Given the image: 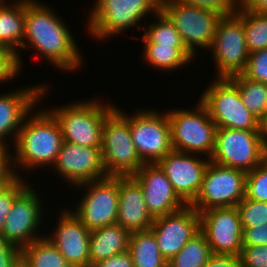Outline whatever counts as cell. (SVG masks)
Returning <instances> with one entry per match:
<instances>
[{
	"instance_id": "6da1fadb",
	"label": "cell",
	"mask_w": 267,
	"mask_h": 267,
	"mask_svg": "<svg viewBox=\"0 0 267 267\" xmlns=\"http://www.w3.org/2000/svg\"><path fill=\"white\" fill-rule=\"evenodd\" d=\"M38 0H25L23 49H35L56 70L76 72L83 66L82 52L70 27L52 6ZM52 9V10H51ZM75 39V40H74ZM27 41V42H26ZM82 64V65H81Z\"/></svg>"
},
{
	"instance_id": "7a4b0ae2",
	"label": "cell",
	"mask_w": 267,
	"mask_h": 267,
	"mask_svg": "<svg viewBox=\"0 0 267 267\" xmlns=\"http://www.w3.org/2000/svg\"><path fill=\"white\" fill-rule=\"evenodd\" d=\"M39 106L40 104L34 107L24 119L13 144L14 153L12 154V150H10L13 176L26 177L21 176V170H25L24 174L48 166L46 170H50L64 142L58 120L48 110V107L41 109Z\"/></svg>"
},
{
	"instance_id": "3957f363",
	"label": "cell",
	"mask_w": 267,
	"mask_h": 267,
	"mask_svg": "<svg viewBox=\"0 0 267 267\" xmlns=\"http://www.w3.org/2000/svg\"><path fill=\"white\" fill-rule=\"evenodd\" d=\"M92 7L88 10L87 32L93 40L104 42L129 28L144 29L141 22L149 13L151 17L160 11L161 0H94Z\"/></svg>"
},
{
	"instance_id": "277c9868",
	"label": "cell",
	"mask_w": 267,
	"mask_h": 267,
	"mask_svg": "<svg viewBox=\"0 0 267 267\" xmlns=\"http://www.w3.org/2000/svg\"><path fill=\"white\" fill-rule=\"evenodd\" d=\"M83 99L48 109L58 120L63 141L84 147L101 148L105 118L115 109L111 101Z\"/></svg>"
},
{
	"instance_id": "5b68a950",
	"label": "cell",
	"mask_w": 267,
	"mask_h": 267,
	"mask_svg": "<svg viewBox=\"0 0 267 267\" xmlns=\"http://www.w3.org/2000/svg\"><path fill=\"white\" fill-rule=\"evenodd\" d=\"M101 154L107 176H133L145 164L132 140L129 115L117 105L104 120Z\"/></svg>"
},
{
	"instance_id": "8992f818",
	"label": "cell",
	"mask_w": 267,
	"mask_h": 267,
	"mask_svg": "<svg viewBox=\"0 0 267 267\" xmlns=\"http://www.w3.org/2000/svg\"><path fill=\"white\" fill-rule=\"evenodd\" d=\"M194 109H167L171 143L175 151L205 155L213 153L217 126L206 107L198 100Z\"/></svg>"
},
{
	"instance_id": "52a82bcc",
	"label": "cell",
	"mask_w": 267,
	"mask_h": 267,
	"mask_svg": "<svg viewBox=\"0 0 267 267\" xmlns=\"http://www.w3.org/2000/svg\"><path fill=\"white\" fill-rule=\"evenodd\" d=\"M200 94L217 128L259 131V120L244 106L238 86L230 78H214Z\"/></svg>"
},
{
	"instance_id": "ba28073f",
	"label": "cell",
	"mask_w": 267,
	"mask_h": 267,
	"mask_svg": "<svg viewBox=\"0 0 267 267\" xmlns=\"http://www.w3.org/2000/svg\"><path fill=\"white\" fill-rule=\"evenodd\" d=\"M209 50L216 78H230L245 71L249 52L243 27V8L219 20Z\"/></svg>"
},
{
	"instance_id": "9c48e42d",
	"label": "cell",
	"mask_w": 267,
	"mask_h": 267,
	"mask_svg": "<svg viewBox=\"0 0 267 267\" xmlns=\"http://www.w3.org/2000/svg\"><path fill=\"white\" fill-rule=\"evenodd\" d=\"M160 10L173 23L184 45L196 59L201 49L207 51L211 47L216 26L223 17L218 12L179 0H161Z\"/></svg>"
},
{
	"instance_id": "30bf717a",
	"label": "cell",
	"mask_w": 267,
	"mask_h": 267,
	"mask_svg": "<svg viewBox=\"0 0 267 267\" xmlns=\"http://www.w3.org/2000/svg\"><path fill=\"white\" fill-rule=\"evenodd\" d=\"M83 189L77 206L71 212L90 231L117 223L119 200V177L107 176L76 186Z\"/></svg>"
},
{
	"instance_id": "8fae6325",
	"label": "cell",
	"mask_w": 267,
	"mask_h": 267,
	"mask_svg": "<svg viewBox=\"0 0 267 267\" xmlns=\"http://www.w3.org/2000/svg\"><path fill=\"white\" fill-rule=\"evenodd\" d=\"M267 157L259 131L217 128L210 161L250 172Z\"/></svg>"
},
{
	"instance_id": "7c38bea8",
	"label": "cell",
	"mask_w": 267,
	"mask_h": 267,
	"mask_svg": "<svg viewBox=\"0 0 267 267\" xmlns=\"http://www.w3.org/2000/svg\"><path fill=\"white\" fill-rule=\"evenodd\" d=\"M140 107L129 114V127L138 155L144 163H157L173 150L167 112Z\"/></svg>"
},
{
	"instance_id": "4fadbf2b",
	"label": "cell",
	"mask_w": 267,
	"mask_h": 267,
	"mask_svg": "<svg viewBox=\"0 0 267 267\" xmlns=\"http://www.w3.org/2000/svg\"><path fill=\"white\" fill-rule=\"evenodd\" d=\"M246 172L209 162L201 189L190 204L199 213L214 207H233L246 195Z\"/></svg>"
},
{
	"instance_id": "5bb4252c",
	"label": "cell",
	"mask_w": 267,
	"mask_h": 267,
	"mask_svg": "<svg viewBox=\"0 0 267 267\" xmlns=\"http://www.w3.org/2000/svg\"><path fill=\"white\" fill-rule=\"evenodd\" d=\"M35 190L30 184L15 198L2 231V234L20 249L45 236V230L42 235L39 229L45 220V209L39 195L41 193Z\"/></svg>"
},
{
	"instance_id": "9a60e30c",
	"label": "cell",
	"mask_w": 267,
	"mask_h": 267,
	"mask_svg": "<svg viewBox=\"0 0 267 267\" xmlns=\"http://www.w3.org/2000/svg\"><path fill=\"white\" fill-rule=\"evenodd\" d=\"M200 231L214 255L240 256L243 229L236 206L214 207L200 212Z\"/></svg>"
},
{
	"instance_id": "2e32d148",
	"label": "cell",
	"mask_w": 267,
	"mask_h": 267,
	"mask_svg": "<svg viewBox=\"0 0 267 267\" xmlns=\"http://www.w3.org/2000/svg\"><path fill=\"white\" fill-rule=\"evenodd\" d=\"M47 85L45 82L0 93V146L11 149L26 116L48 95Z\"/></svg>"
},
{
	"instance_id": "e0dca14e",
	"label": "cell",
	"mask_w": 267,
	"mask_h": 267,
	"mask_svg": "<svg viewBox=\"0 0 267 267\" xmlns=\"http://www.w3.org/2000/svg\"><path fill=\"white\" fill-rule=\"evenodd\" d=\"M209 162L210 159L202 155L172 150L157 164L169 179L178 196L187 205H190L201 189Z\"/></svg>"
},
{
	"instance_id": "ac0fdd59",
	"label": "cell",
	"mask_w": 267,
	"mask_h": 267,
	"mask_svg": "<svg viewBox=\"0 0 267 267\" xmlns=\"http://www.w3.org/2000/svg\"><path fill=\"white\" fill-rule=\"evenodd\" d=\"M70 187L106 178L101 148L84 147L64 141L52 166Z\"/></svg>"
},
{
	"instance_id": "d6986e66",
	"label": "cell",
	"mask_w": 267,
	"mask_h": 267,
	"mask_svg": "<svg viewBox=\"0 0 267 267\" xmlns=\"http://www.w3.org/2000/svg\"><path fill=\"white\" fill-rule=\"evenodd\" d=\"M150 230L161 255L169 261L200 231V213L186 205L174 213L155 218Z\"/></svg>"
},
{
	"instance_id": "ffe728a7",
	"label": "cell",
	"mask_w": 267,
	"mask_h": 267,
	"mask_svg": "<svg viewBox=\"0 0 267 267\" xmlns=\"http://www.w3.org/2000/svg\"><path fill=\"white\" fill-rule=\"evenodd\" d=\"M53 232L46 237L58 248L72 267H90V230L68 208L59 210Z\"/></svg>"
},
{
	"instance_id": "44dd1931",
	"label": "cell",
	"mask_w": 267,
	"mask_h": 267,
	"mask_svg": "<svg viewBox=\"0 0 267 267\" xmlns=\"http://www.w3.org/2000/svg\"><path fill=\"white\" fill-rule=\"evenodd\" d=\"M132 177L142 187L146 207L154 219L174 213L187 205L157 163H145Z\"/></svg>"
},
{
	"instance_id": "7402d4cb",
	"label": "cell",
	"mask_w": 267,
	"mask_h": 267,
	"mask_svg": "<svg viewBox=\"0 0 267 267\" xmlns=\"http://www.w3.org/2000/svg\"><path fill=\"white\" fill-rule=\"evenodd\" d=\"M153 222L140 184L132 176L119 177L117 224L131 233L149 230Z\"/></svg>"
},
{
	"instance_id": "603a6c76",
	"label": "cell",
	"mask_w": 267,
	"mask_h": 267,
	"mask_svg": "<svg viewBox=\"0 0 267 267\" xmlns=\"http://www.w3.org/2000/svg\"><path fill=\"white\" fill-rule=\"evenodd\" d=\"M24 28L25 0H13L12 2L9 0L5 5L0 6V47L16 53L21 68H23V62L20 57V49H22L24 41Z\"/></svg>"
},
{
	"instance_id": "cb8c5ba5",
	"label": "cell",
	"mask_w": 267,
	"mask_h": 267,
	"mask_svg": "<svg viewBox=\"0 0 267 267\" xmlns=\"http://www.w3.org/2000/svg\"><path fill=\"white\" fill-rule=\"evenodd\" d=\"M130 232L119 224L97 228L90 232V267L114 255L128 251Z\"/></svg>"
},
{
	"instance_id": "d4e9b609",
	"label": "cell",
	"mask_w": 267,
	"mask_h": 267,
	"mask_svg": "<svg viewBox=\"0 0 267 267\" xmlns=\"http://www.w3.org/2000/svg\"><path fill=\"white\" fill-rule=\"evenodd\" d=\"M141 40L144 44L142 47L143 62L146 65L148 64L149 67H155L159 71L169 73L170 71H178V69L182 70L184 67H188L186 65L191 64L195 60V57L186 47L151 43L144 35H142Z\"/></svg>"
},
{
	"instance_id": "484cf974",
	"label": "cell",
	"mask_w": 267,
	"mask_h": 267,
	"mask_svg": "<svg viewBox=\"0 0 267 267\" xmlns=\"http://www.w3.org/2000/svg\"><path fill=\"white\" fill-rule=\"evenodd\" d=\"M128 251L134 267H167L168 261L161 255L153 232L142 230L131 232Z\"/></svg>"
},
{
	"instance_id": "4316f807",
	"label": "cell",
	"mask_w": 267,
	"mask_h": 267,
	"mask_svg": "<svg viewBox=\"0 0 267 267\" xmlns=\"http://www.w3.org/2000/svg\"><path fill=\"white\" fill-rule=\"evenodd\" d=\"M21 267H72L58 248L43 236L21 249Z\"/></svg>"
},
{
	"instance_id": "83f0119b",
	"label": "cell",
	"mask_w": 267,
	"mask_h": 267,
	"mask_svg": "<svg viewBox=\"0 0 267 267\" xmlns=\"http://www.w3.org/2000/svg\"><path fill=\"white\" fill-rule=\"evenodd\" d=\"M230 79L238 86L244 106L260 121L267 113V83L249 79L243 73Z\"/></svg>"
},
{
	"instance_id": "f1b7e54d",
	"label": "cell",
	"mask_w": 267,
	"mask_h": 267,
	"mask_svg": "<svg viewBox=\"0 0 267 267\" xmlns=\"http://www.w3.org/2000/svg\"><path fill=\"white\" fill-rule=\"evenodd\" d=\"M210 245L199 231L168 261V267H205L212 256Z\"/></svg>"
},
{
	"instance_id": "f546056e",
	"label": "cell",
	"mask_w": 267,
	"mask_h": 267,
	"mask_svg": "<svg viewBox=\"0 0 267 267\" xmlns=\"http://www.w3.org/2000/svg\"><path fill=\"white\" fill-rule=\"evenodd\" d=\"M243 27L249 54L267 48V13L243 9Z\"/></svg>"
},
{
	"instance_id": "4dcf8cb0",
	"label": "cell",
	"mask_w": 267,
	"mask_h": 267,
	"mask_svg": "<svg viewBox=\"0 0 267 267\" xmlns=\"http://www.w3.org/2000/svg\"><path fill=\"white\" fill-rule=\"evenodd\" d=\"M155 15L152 19L155 17L156 20L150 24L148 23L147 27L143 30L145 31L143 35L151 43L172 45L173 47H186L170 19L161 10Z\"/></svg>"
},
{
	"instance_id": "1f68e13d",
	"label": "cell",
	"mask_w": 267,
	"mask_h": 267,
	"mask_svg": "<svg viewBox=\"0 0 267 267\" xmlns=\"http://www.w3.org/2000/svg\"><path fill=\"white\" fill-rule=\"evenodd\" d=\"M242 228L258 227L267 224V202L244 197L236 205Z\"/></svg>"
},
{
	"instance_id": "d6a6232c",
	"label": "cell",
	"mask_w": 267,
	"mask_h": 267,
	"mask_svg": "<svg viewBox=\"0 0 267 267\" xmlns=\"http://www.w3.org/2000/svg\"><path fill=\"white\" fill-rule=\"evenodd\" d=\"M28 182L25 177L13 176L0 187V233L3 231L6 218L15 198L30 184Z\"/></svg>"
},
{
	"instance_id": "836d02e7",
	"label": "cell",
	"mask_w": 267,
	"mask_h": 267,
	"mask_svg": "<svg viewBox=\"0 0 267 267\" xmlns=\"http://www.w3.org/2000/svg\"><path fill=\"white\" fill-rule=\"evenodd\" d=\"M246 198L267 202V157L246 174Z\"/></svg>"
},
{
	"instance_id": "e575fe53",
	"label": "cell",
	"mask_w": 267,
	"mask_h": 267,
	"mask_svg": "<svg viewBox=\"0 0 267 267\" xmlns=\"http://www.w3.org/2000/svg\"><path fill=\"white\" fill-rule=\"evenodd\" d=\"M243 74L249 79L267 83V48L249 54Z\"/></svg>"
},
{
	"instance_id": "d590c367",
	"label": "cell",
	"mask_w": 267,
	"mask_h": 267,
	"mask_svg": "<svg viewBox=\"0 0 267 267\" xmlns=\"http://www.w3.org/2000/svg\"><path fill=\"white\" fill-rule=\"evenodd\" d=\"M18 55L13 51L0 47V83L10 82L22 72Z\"/></svg>"
},
{
	"instance_id": "8d00e7d4",
	"label": "cell",
	"mask_w": 267,
	"mask_h": 267,
	"mask_svg": "<svg viewBox=\"0 0 267 267\" xmlns=\"http://www.w3.org/2000/svg\"><path fill=\"white\" fill-rule=\"evenodd\" d=\"M184 4L206 8L222 16L234 15L240 8V0H179Z\"/></svg>"
},
{
	"instance_id": "74e56055",
	"label": "cell",
	"mask_w": 267,
	"mask_h": 267,
	"mask_svg": "<svg viewBox=\"0 0 267 267\" xmlns=\"http://www.w3.org/2000/svg\"><path fill=\"white\" fill-rule=\"evenodd\" d=\"M240 258L243 267H267V245L243 246Z\"/></svg>"
},
{
	"instance_id": "f35d334b",
	"label": "cell",
	"mask_w": 267,
	"mask_h": 267,
	"mask_svg": "<svg viewBox=\"0 0 267 267\" xmlns=\"http://www.w3.org/2000/svg\"><path fill=\"white\" fill-rule=\"evenodd\" d=\"M0 267H21V249L0 233Z\"/></svg>"
},
{
	"instance_id": "ab89813d",
	"label": "cell",
	"mask_w": 267,
	"mask_h": 267,
	"mask_svg": "<svg viewBox=\"0 0 267 267\" xmlns=\"http://www.w3.org/2000/svg\"><path fill=\"white\" fill-rule=\"evenodd\" d=\"M242 229L243 246L267 245V224L263 226Z\"/></svg>"
},
{
	"instance_id": "60d3db41",
	"label": "cell",
	"mask_w": 267,
	"mask_h": 267,
	"mask_svg": "<svg viewBox=\"0 0 267 267\" xmlns=\"http://www.w3.org/2000/svg\"><path fill=\"white\" fill-rule=\"evenodd\" d=\"M92 267H134L129 251L120 253L95 263Z\"/></svg>"
},
{
	"instance_id": "b9f144b4",
	"label": "cell",
	"mask_w": 267,
	"mask_h": 267,
	"mask_svg": "<svg viewBox=\"0 0 267 267\" xmlns=\"http://www.w3.org/2000/svg\"><path fill=\"white\" fill-rule=\"evenodd\" d=\"M205 267H243L240 256L212 255Z\"/></svg>"
},
{
	"instance_id": "7bdbcfd3",
	"label": "cell",
	"mask_w": 267,
	"mask_h": 267,
	"mask_svg": "<svg viewBox=\"0 0 267 267\" xmlns=\"http://www.w3.org/2000/svg\"><path fill=\"white\" fill-rule=\"evenodd\" d=\"M9 148L0 146V187L13 177Z\"/></svg>"
},
{
	"instance_id": "ee69618b",
	"label": "cell",
	"mask_w": 267,
	"mask_h": 267,
	"mask_svg": "<svg viewBox=\"0 0 267 267\" xmlns=\"http://www.w3.org/2000/svg\"><path fill=\"white\" fill-rule=\"evenodd\" d=\"M240 7L246 11L267 13V0H240Z\"/></svg>"
},
{
	"instance_id": "f6af8a7d",
	"label": "cell",
	"mask_w": 267,
	"mask_h": 267,
	"mask_svg": "<svg viewBox=\"0 0 267 267\" xmlns=\"http://www.w3.org/2000/svg\"><path fill=\"white\" fill-rule=\"evenodd\" d=\"M259 132L265 150L267 151V113L259 121Z\"/></svg>"
},
{
	"instance_id": "bcb514c9",
	"label": "cell",
	"mask_w": 267,
	"mask_h": 267,
	"mask_svg": "<svg viewBox=\"0 0 267 267\" xmlns=\"http://www.w3.org/2000/svg\"><path fill=\"white\" fill-rule=\"evenodd\" d=\"M7 2H9V1H7V0H0V6L5 5Z\"/></svg>"
}]
</instances>
